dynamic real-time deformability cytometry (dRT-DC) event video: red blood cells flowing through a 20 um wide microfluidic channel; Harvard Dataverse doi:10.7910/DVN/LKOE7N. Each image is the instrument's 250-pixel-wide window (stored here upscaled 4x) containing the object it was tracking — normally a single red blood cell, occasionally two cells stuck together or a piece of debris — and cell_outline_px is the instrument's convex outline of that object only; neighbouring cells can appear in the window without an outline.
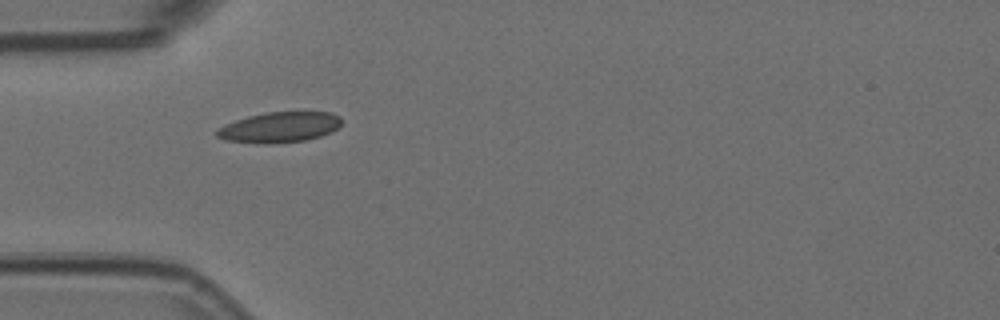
{"species": "Egyptian fruit bat (a non-hibernating species)", "species_latin": "Rousettus aegyptiacus", "temperature_condition": "room temperature", "stored_images_in_passage": 3, "camera_frame_rate_fps": 3000, "um_per_image_px": 0.085, "animal": {"sex": "female"}, "frame": {"image": 1, "passage_image": 2, "time_ms": 0.333, "image_size_px": [1000, 320], "cell_outline_px": [[340, 124], [332, 132], [320, 136], [304, 140], [268, 144], [224, 140], [216, 136], [216, 132], [224, 124], [248, 116], [268, 112], [332, 112], [340, 116]], "centroid_in_image_um": [23.76, 10.81], "position_along_channel_um": 61.2, "area_um2": 21.96}}
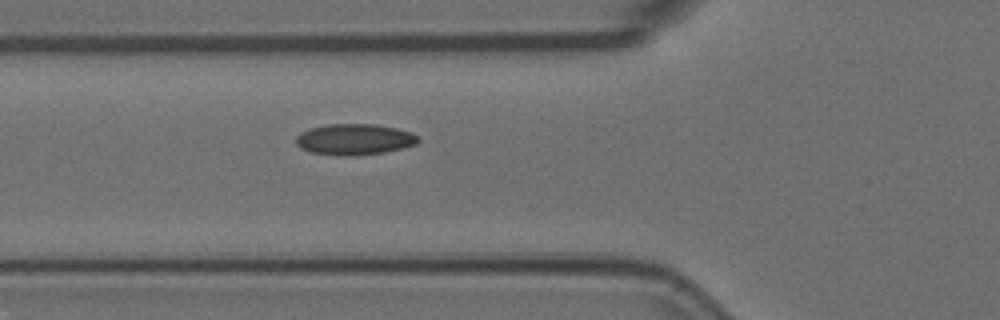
{"frame": {"image": 2, "passage_image": 3, "time_ms": 0.667, "image_size_px": [1000, 320], "cell_outline_px": [[420, 140], [416, 144], [384, 152], [356, 156], [340, 156], [312, 152], [300, 148], [296, 144], [296, 136], [300, 132], [312, 128], [328, 124], [376, 124], [396, 128], [408, 132], [416, 136]], "centroid_in_image_um": [30.09, 11.85], "position_along_channel_um": 95.7, "area_um2": 21.96}}